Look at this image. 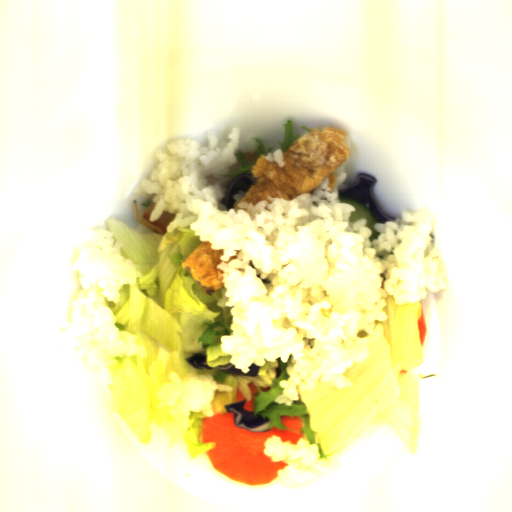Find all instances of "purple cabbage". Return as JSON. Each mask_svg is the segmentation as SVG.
<instances>
[{
  "label": "purple cabbage",
  "instance_id": "ea28d5fd",
  "mask_svg": "<svg viewBox=\"0 0 512 512\" xmlns=\"http://www.w3.org/2000/svg\"><path fill=\"white\" fill-rule=\"evenodd\" d=\"M246 399L224 405L226 412H234L235 425L239 428H246L251 432L263 433L268 430L270 419H263L261 415L254 416L253 411H246L244 408Z\"/></svg>",
  "mask_w": 512,
  "mask_h": 512
},
{
  "label": "purple cabbage",
  "instance_id": "c1f60e8f",
  "mask_svg": "<svg viewBox=\"0 0 512 512\" xmlns=\"http://www.w3.org/2000/svg\"><path fill=\"white\" fill-rule=\"evenodd\" d=\"M376 184L377 178L371 174L360 172L353 184L338 190L339 197H346L364 205L372 214L377 224L396 221L397 219L382 210L375 199L374 188Z\"/></svg>",
  "mask_w": 512,
  "mask_h": 512
}]
</instances>
